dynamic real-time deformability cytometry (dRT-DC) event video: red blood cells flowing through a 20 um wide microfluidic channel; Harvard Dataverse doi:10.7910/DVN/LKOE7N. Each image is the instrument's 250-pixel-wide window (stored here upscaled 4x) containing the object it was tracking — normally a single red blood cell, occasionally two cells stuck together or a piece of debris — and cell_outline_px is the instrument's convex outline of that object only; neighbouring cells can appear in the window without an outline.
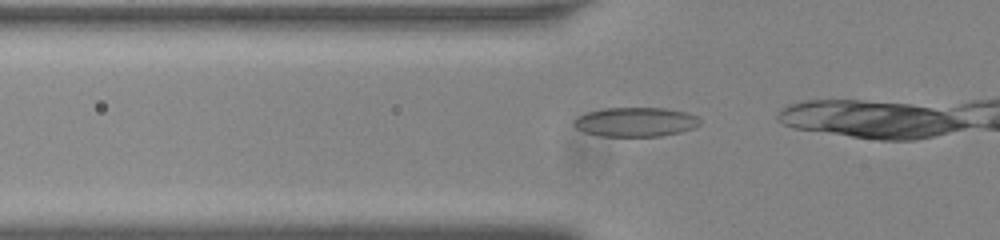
{"species": "common noctule bat (a hibernating species)", "species_latin": "Nyctalus noctula", "temperature_condition": "room temperature", "stored_images_in_passage": 5, "camera_frame_rate_fps": 3000, "um_per_image_px": 0.085, "animal": {"sex": "male", "body_mass_g": 20.0, "forearm_length_mm": 53.3}, "frame": {"image": 1, "passage_image": 2, "time_ms": 0.333, "image_size_px": [1000, 240], "cell_outline_px": [[700, 124], [692, 128], [680, 132], [660, 136], [600, 136], [584, 132], [576, 128], [572, 124], [572, 120], [588, 112], [604, 108], [664, 108], [684, 112], [696, 116], [700, 120]], "centroid_in_image_um": [53.98, 10.37], "position_along_channel_um": 71.8, "area_um2": 21.39}}